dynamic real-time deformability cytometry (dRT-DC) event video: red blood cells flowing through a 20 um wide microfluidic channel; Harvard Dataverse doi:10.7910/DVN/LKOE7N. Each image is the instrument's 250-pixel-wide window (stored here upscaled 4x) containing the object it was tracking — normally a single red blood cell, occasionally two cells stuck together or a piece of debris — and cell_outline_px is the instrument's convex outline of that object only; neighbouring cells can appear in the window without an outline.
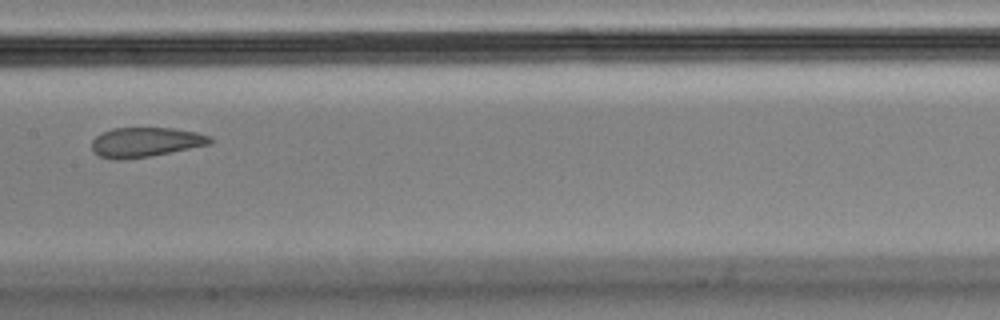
{"species": "Egyptian fruit bat (a non-hibernating species)", "species_latin": "Rousettus aegyptiacus", "temperature_condition": "cold", "stored_images_in_passage": 14, "camera_frame_rate_fps": 3000, "um_per_image_px": 0.085, "animal": {"sex": "male"}, "frame": {"image": 1, "passage_image": 7, "time_ms": 2.0, "image_size_px": [1000, 320], "cell_outline_px": [[212, 144], [148, 156], [124, 160], [116, 160], [100, 156], [92, 152], [92, 140], [96, 136], [112, 128], [172, 128], [196, 132], [212, 136]], "centroid_in_image_um": [12.36, 12.08], "position_along_channel_um": 195.0, "area_um2": 20.4}}
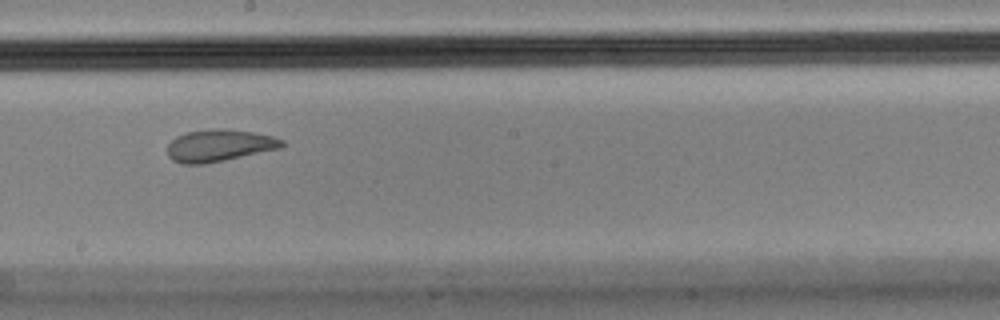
{"frame": {"image": 2, "passage_image": 8, "time_ms": 2.333, "image_size_px": [1000, 320], "cell_outline_px": [[284, 144], [280, 148], [224, 160], [204, 164], [180, 164], [172, 160], [168, 156], [168, 144], [176, 136], [188, 132], [212, 128], [224, 128], [252, 132], [276, 136], [284, 140]], "centroid_in_image_um": [18.63, 12.36], "position_along_channel_um": 229.6, "area_um2": 21.44}}